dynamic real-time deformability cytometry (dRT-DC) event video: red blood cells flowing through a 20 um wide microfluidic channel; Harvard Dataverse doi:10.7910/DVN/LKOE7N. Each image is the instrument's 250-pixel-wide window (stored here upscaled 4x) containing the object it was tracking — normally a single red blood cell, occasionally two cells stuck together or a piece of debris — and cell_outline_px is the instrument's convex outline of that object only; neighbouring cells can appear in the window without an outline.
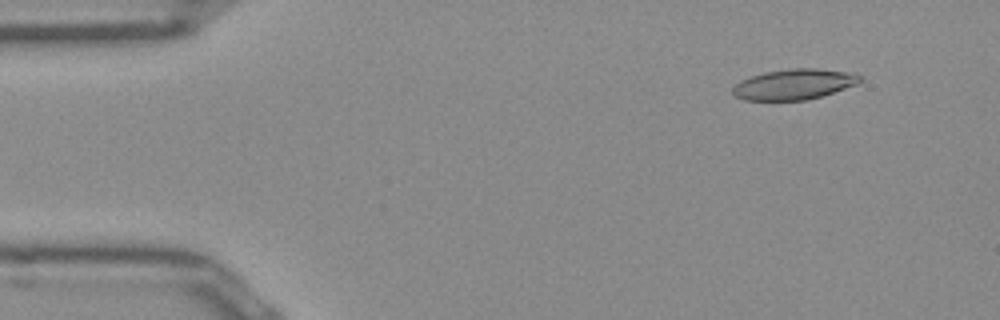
{"species": "Egyptian fruit bat (a non-hibernating species)", "species_latin": "Rousettus aegyptiacus", "temperature_condition": "room temperature", "stored_images_in_passage": 15, "camera_frame_rate_fps": 3000, "um_per_image_px": 0.085, "frame": {"image": 1, "passage_image": 5, "time_ms": 1.333, "image_size_px": [1000, 320], "cell_outline_px": [[860, 80], [856, 84], [808, 100], [744, 100], [736, 96], [732, 92], [732, 88], [740, 80], [764, 72], [788, 68], [816, 68], [844, 72], [860, 76]], "centroid_in_image_um": [67.42, 7.16], "position_along_channel_um": 17.6, "area_um2": 22.25}}